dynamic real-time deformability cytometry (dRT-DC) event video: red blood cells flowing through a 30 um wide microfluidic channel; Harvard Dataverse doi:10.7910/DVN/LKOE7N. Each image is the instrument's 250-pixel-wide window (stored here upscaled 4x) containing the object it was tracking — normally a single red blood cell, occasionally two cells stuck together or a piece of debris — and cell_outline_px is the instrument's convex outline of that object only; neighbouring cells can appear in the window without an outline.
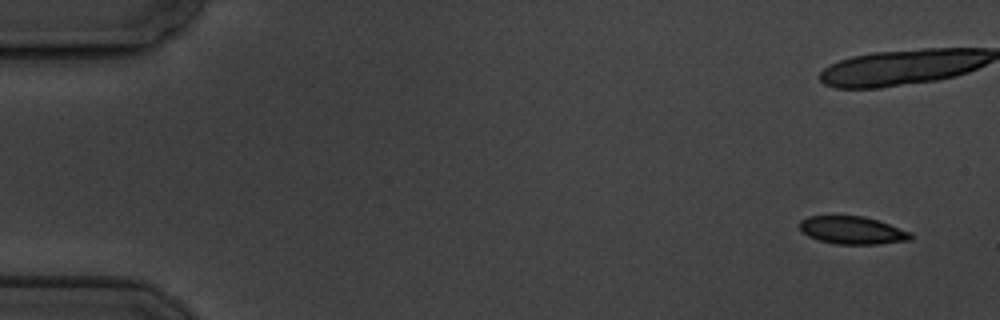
{"species": "common noctule bat (a hibernating species)", "species_latin": "Nyctalus noctula", "temperature_condition": "cold", "stored_images_in_passage": 16, "camera_frame_rate_fps": 3000, "um_per_image_px": 0.085, "animal": {"sex": "male", "body_mass_g": 19.5, "forearm_length_mm": 54.6}, "frame": {"image": 1, "passage_image": 1, "time_ms": 0.0, "image_size_px": [1000, 320], "cell_outline_px": [[912, 240], [880, 244], [836, 244], [820, 240], [808, 236], [800, 228], [800, 220], [808, 216], [864, 216], [912, 232]], "centroid_in_image_um": [72.47, 19.58], "position_along_channel_um": 12.5, "area_um2": 17.86}, "authors_computed_cell_mechanics": {"area_um2": 18.9873, "velocity_mm_per_s": 3.4856, "shape_relaxation_time_tau1_ms": 6.3598, "shape_relaxation_time_tau2_ms": 2.8729, "deformation_change_tau1": 0.1378, "deformation_change_tau2": 0.0787}}